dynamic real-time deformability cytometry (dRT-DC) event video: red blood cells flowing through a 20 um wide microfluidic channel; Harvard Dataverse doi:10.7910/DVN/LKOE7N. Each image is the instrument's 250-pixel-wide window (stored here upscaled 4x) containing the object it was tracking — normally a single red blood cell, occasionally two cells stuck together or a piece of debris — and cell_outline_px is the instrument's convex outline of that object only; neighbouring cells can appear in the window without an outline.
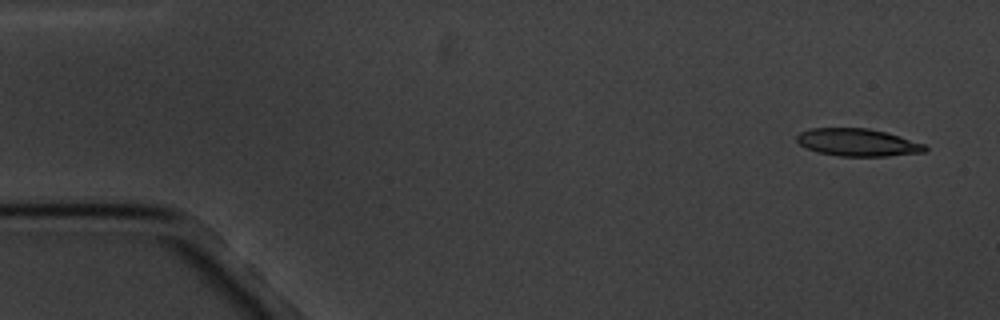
{"species": "common noctule bat (a hibernating species)", "species_latin": "Nyctalus noctula", "temperature_condition": "cold", "stored_images_in_passage": 4, "camera_frame_rate_fps": 3000, "um_per_image_px": 0.085, "animal": {"sex": "male", "body_mass_g": 20.1, "forearm_length_mm": 53.5}, "frame": {"image": 1, "passage_image": 1, "time_ms": 0.0, "image_size_px": [1000, 320], "cell_outline_px": [[928, 148], [924, 152], [888, 156], [840, 156], [816, 152], [800, 144], [796, 140], [796, 136], [800, 132], [808, 128], [868, 128], [884, 132], [924, 144]], "centroid_in_image_um": [72.86, 12.11], "position_along_channel_um": 12.1, "area_um2": 20.4}}
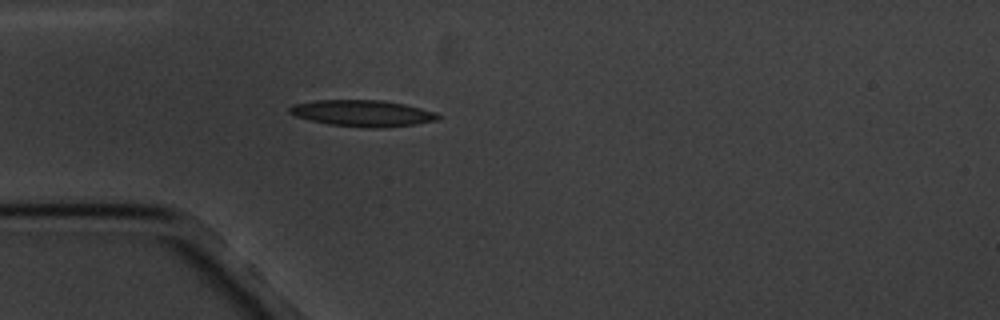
{"frame": {"image": 2, "passage_image": 4, "time_ms": 4.333, "image_size_px": [1000, 320], "cell_outline_px": [[444, 116], [436, 120], [416, 124], [376, 128], [364, 128], [328, 124], [296, 116], [288, 112], [288, 108], [292, 104], [316, 100], [384, 100], [404, 104], [436, 112]], "centroid_in_image_um": [30.83, 9.62], "position_along_channel_um": 54.2, "area_um2": 22.89}}